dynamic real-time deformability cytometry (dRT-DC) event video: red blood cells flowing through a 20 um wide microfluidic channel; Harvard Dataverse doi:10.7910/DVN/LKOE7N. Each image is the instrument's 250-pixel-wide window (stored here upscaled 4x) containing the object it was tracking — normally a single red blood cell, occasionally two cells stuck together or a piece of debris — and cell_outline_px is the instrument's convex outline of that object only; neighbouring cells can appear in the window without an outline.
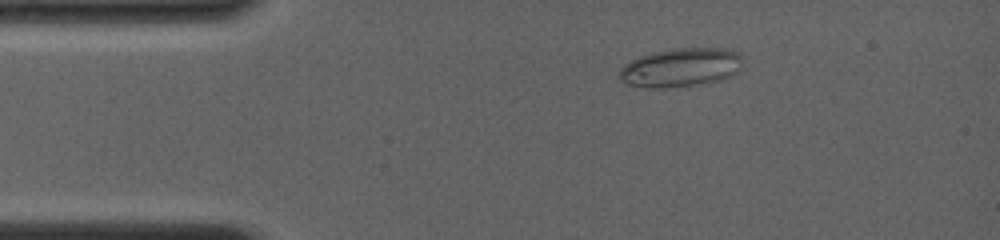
{"species": "common noctule bat (a hibernating species)", "species_latin": "Nyctalus noctula", "temperature_condition": "room temperature", "stored_images_in_passage": 59, "camera_frame_rate_fps": 4000, "um_per_image_px": 0.085, "animal": {"sex": "female", "body_mass_g": 19.0, "forearm_length_mm": 56.7}, "frame": {"image": 1, "passage_image": 5, "time_ms": 1.5, "image_size_px": [1000, 240], "cell_outline_px": [[740, 72], [732, 76], [720, 80], [696, 84], [668, 88], [644, 88], [624, 84], [620, 80], [620, 68], [624, 64], [640, 56], [652, 52], [676, 48], [724, 48], [740, 52]], "centroid_in_image_um": [57.85, 5.74], "position_along_channel_um": 27.2, "area_um2": 28.09}}
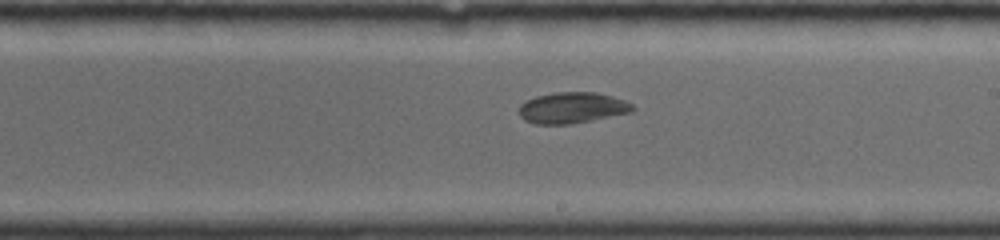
{"frame": {"image": 2, "passage_image": 33, "time_ms": 8.0, "image_size_px": [1000, 240], "cell_outline_px": [[636, 108], [632, 112], [572, 124], [536, 124], [524, 120], [520, 116], [520, 104], [524, 100], [536, 96], [556, 92], [596, 92], [612, 96], [624, 100], [632, 104]], "centroid_in_image_um": [48.63, 9.16], "position_along_channel_um": 240.4, "area_um2": 20.63}}
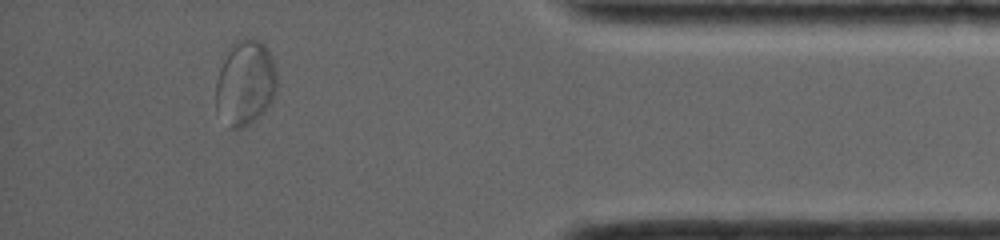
{"frame": {"image": 3, "passage_image": 53, "time_ms": 13.0, "image_size_px": [1000, 240], "cell_outline_px": [[276, 92], [272, 100], [264, 112], [260, 116], [248, 124], [240, 128], [228, 128], [216, 112], [216, 80], [220, 68], [232, 44], [236, 40], [252, 36], [260, 40], [264, 44], [272, 60], [276, 72]], "centroid_in_image_um": [20.83, 7.06], "position_along_channel_um": 414.4, "area_um2": 30.46}, "authors_computed_cell_mechanics": {"area_um2": 23.1778, "velocity_mm_per_s": 3.9964, "shape_relaxation_time_tau1_ms": 5.1014, "shape_relaxation_time_tau2_ms": null, "deformation_change_tau1": 0.1377, "deformation_change_tau2": null}}